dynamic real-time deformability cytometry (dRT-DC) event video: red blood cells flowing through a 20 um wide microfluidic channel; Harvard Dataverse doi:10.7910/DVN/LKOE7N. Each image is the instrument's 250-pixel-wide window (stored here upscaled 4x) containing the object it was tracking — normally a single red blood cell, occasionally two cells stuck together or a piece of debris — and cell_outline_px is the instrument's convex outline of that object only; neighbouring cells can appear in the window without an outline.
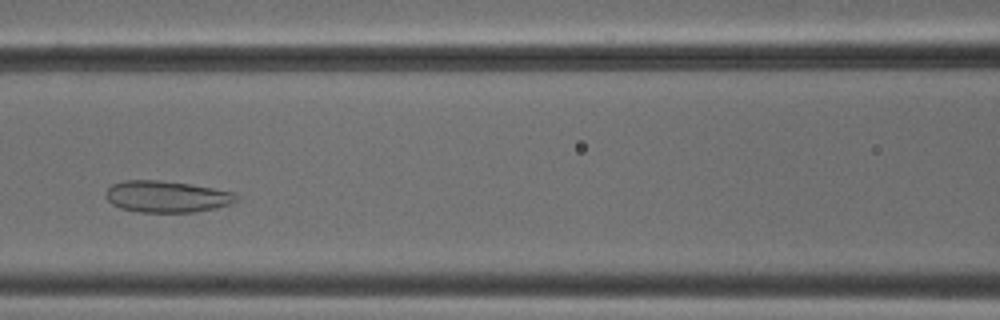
{"species": "common noctule bat (a hibernating species)", "species_latin": "Nyctalus noctula", "temperature_condition": "cold", "stored_images_in_passage": 44, "camera_frame_rate_fps": 3000, "um_per_image_px": 0.085, "animal": {"sex": "male", "body_mass_g": 18.8}, "frame": {"image": 1, "passage_image": 15, "time_ms": 4.667, "image_size_px": [1000, 320], "cell_outline_px": [[240, 196], [236, 200], [228, 204], [216, 208], [196, 212], [140, 212], [120, 208], [112, 204], [108, 200], [104, 192], [112, 184], [124, 180], [160, 180], [188, 184], [236, 192]], "centroid_in_image_um": [14.16, 16.71], "position_along_channel_um": 152.4, "area_um2": 24.04}}
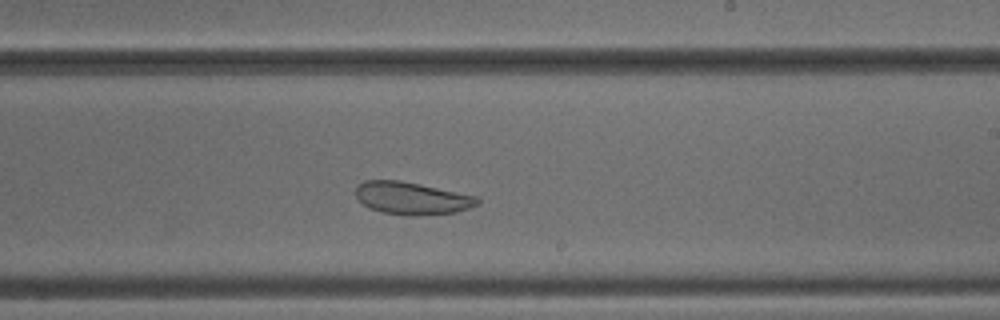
{"frame": {"image": 2, "passage_image": 23, "time_ms": 7.333, "image_size_px": [1000, 320], "cell_outline_px": [[480, 204], [456, 212], [420, 216], [408, 216], [384, 212], [372, 208], [364, 204], [356, 196], [356, 188], [364, 180], [400, 180], [420, 184], [476, 196], [480, 200]], "centroid_in_image_um": [35.04, 16.85], "position_along_channel_um": 254.0, "area_um2": 22.89}}
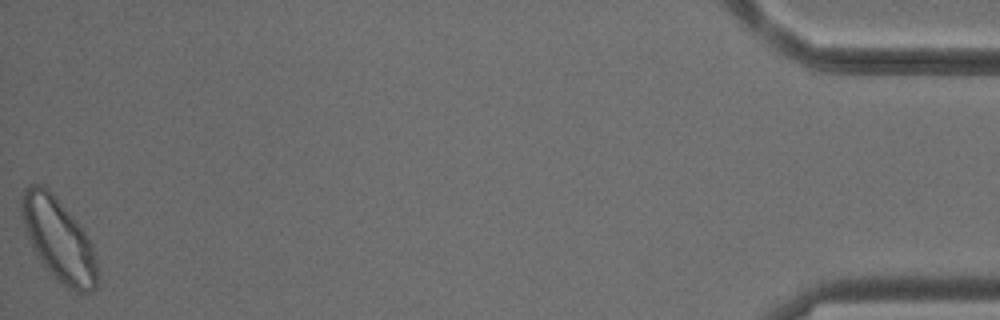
{"frame": {"image": 3, "passage_image": 44, "time_ms": 14.333, "image_size_px": [1000, 320], "cell_outline_px": [[96, 288], [92, 292], [76, 292], [68, 288], [44, 264], [36, 252], [24, 228], [20, 212], [20, 200], [28, 184], [44, 184], [52, 192], [76, 220], [88, 236], [96, 260]], "centroid_in_image_um": [4.97, 20.3], "position_along_channel_um": 430.2, "area_um2": 35.78}, "authors_computed_cell_mechanics": {"area_um2": 28.2064, "velocity_mm_per_s": 3.8229, "shape_relaxation_time_tau1_ms": null, "shape_relaxation_time_tau2_ms": 0.9506, "deformation_change_tau1": null, "deformation_change_tau2": 0.0662}}